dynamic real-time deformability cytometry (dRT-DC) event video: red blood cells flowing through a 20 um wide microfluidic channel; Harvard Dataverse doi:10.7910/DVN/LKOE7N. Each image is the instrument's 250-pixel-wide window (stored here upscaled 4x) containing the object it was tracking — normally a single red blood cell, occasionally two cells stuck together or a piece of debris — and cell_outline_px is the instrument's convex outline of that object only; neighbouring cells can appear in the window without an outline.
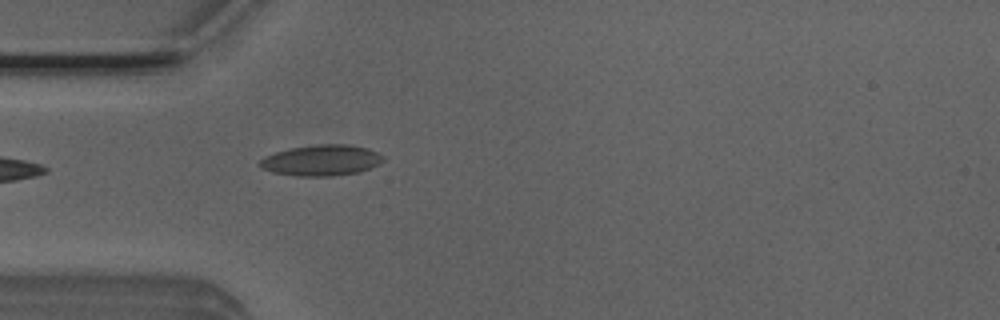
{"species": "Egyptian fruit bat (a non-hibernating species)", "species_latin": "Rousettus aegyptiacus", "temperature_condition": "room temperature", "stored_images_in_passage": 5, "camera_frame_rate_fps": 3000, "um_per_image_px": 0.085, "animal": {"sex": "male"}, "frame": {"image": 1, "passage_image": 5, "time_ms": 1.333, "image_size_px": [1000, 320], "cell_outline_px": [[384, 160], [380, 164], [360, 172], [332, 176], [296, 176], [272, 172], [264, 168], [260, 164], [260, 160], [264, 156], [276, 152], [292, 148], [320, 144], [348, 144], [368, 148], [384, 156]], "centroid_in_image_um": [27.37, 13.63], "position_along_channel_um": 57.6, "area_um2": 22.14}}